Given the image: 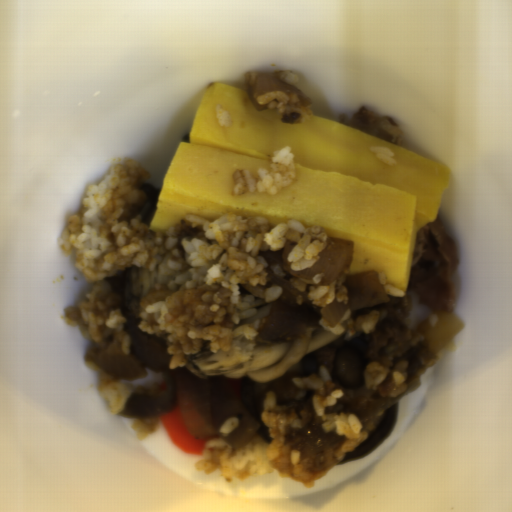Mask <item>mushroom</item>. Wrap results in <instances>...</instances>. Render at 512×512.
Segmentation results:
<instances>
[{
    "instance_id": "1",
    "label": "mushroom",
    "mask_w": 512,
    "mask_h": 512,
    "mask_svg": "<svg viewBox=\"0 0 512 512\" xmlns=\"http://www.w3.org/2000/svg\"><path fill=\"white\" fill-rule=\"evenodd\" d=\"M398 405L399 401L385 410L374 429L372 431H367L369 434L367 439L351 451H345L339 462L345 464L356 460L370 454L382 445L390 435L396 423Z\"/></svg>"
},
{
    "instance_id": "2",
    "label": "mushroom",
    "mask_w": 512,
    "mask_h": 512,
    "mask_svg": "<svg viewBox=\"0 0 512 512\" xmlns=\"http://www.w3.org/2000/svg\"><path fill=\"white\" fill-rule=\"evenodd\" d=\"M257 422H258L259 426L255 433H257L265 442L271 443L272 439L270 437L268 428L265 426V424L262 422V420L257 421Z\"/></svg>"
}]
</instances>
